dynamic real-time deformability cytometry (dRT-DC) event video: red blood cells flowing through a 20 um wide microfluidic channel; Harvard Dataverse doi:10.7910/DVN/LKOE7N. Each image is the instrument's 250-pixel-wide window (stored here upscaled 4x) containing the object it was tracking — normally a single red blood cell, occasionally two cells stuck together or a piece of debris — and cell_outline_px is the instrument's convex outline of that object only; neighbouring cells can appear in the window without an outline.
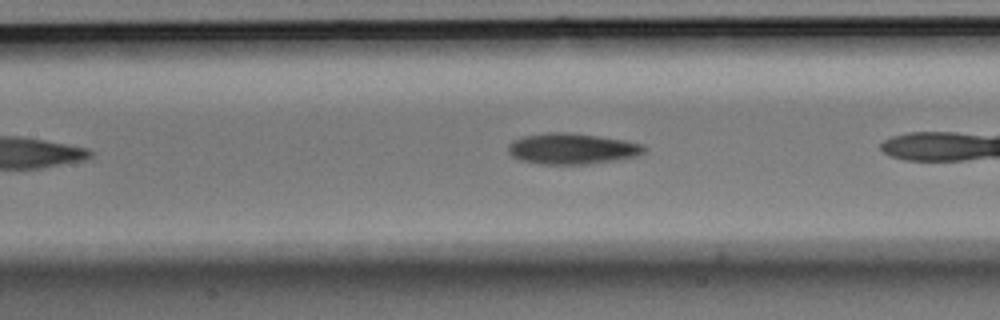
{"species": "Egyptian fruit bat (a non-hibernating species)", "species_latin": "Rousettus aegyptiacus", "temperature_condition": "room temperature", "stored_images_in_passage": 8, "camera_frame_rate_fps": 3000, "um_per_image_px": 0.085, "animal": {"sex": "male"}, "frame": {"image": 1, "passage_image": 6, "time_ms": 1.667, "image_size_px": [1000, 320], "cell_outline_px": [[648, 148], [644, 152], [636, 156], [588, 164], [540, 164], [520, 160], [512, 156], [508, 152], [508, 144], [512, 140], [524, 136], [544, 132], [568, 132], [624, 140], [644, 144]], "centroid_in_image_um": [48.59, 12.63], "position_along_channel_um": 158.8, "area_um2": 24.51}}